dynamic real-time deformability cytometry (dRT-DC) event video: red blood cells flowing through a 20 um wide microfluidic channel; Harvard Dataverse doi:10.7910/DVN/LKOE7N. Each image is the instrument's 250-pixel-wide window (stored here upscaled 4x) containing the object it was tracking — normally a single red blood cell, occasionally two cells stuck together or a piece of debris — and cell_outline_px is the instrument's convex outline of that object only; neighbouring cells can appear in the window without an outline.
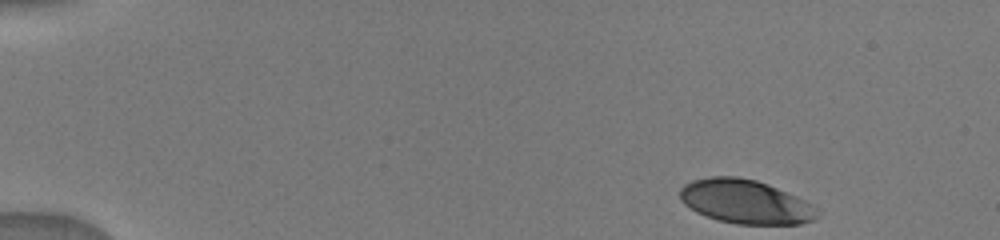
{"species": "human", "species_latin": "Homo sapiens", "temperature_condition": "warm", "stored_images_in_passage": 11, "camera_frame_rate_fps": 3000, "um_per_image_px": 0.085, "donor": {"sex": "male"}, "frame": {"image": 1, "passage_image": 1, "time_ms": 0.0, "image_size_px": [1000, 240], "cell_outline_px": [[820, 216], [816, 220], [800, 224], [736, 224], [720, 220], [696, 212], [684, 204], [680, 200], [680, 188], [684, 184], [692, 180], [712, 176], [736, 176], [756, 180], [768, 184], [816, 204], [820, 212]], "centroid_in_image_um": [63.43, 17.14], "position_along_channel_um": 21.6, "area_um2": 35.6}}
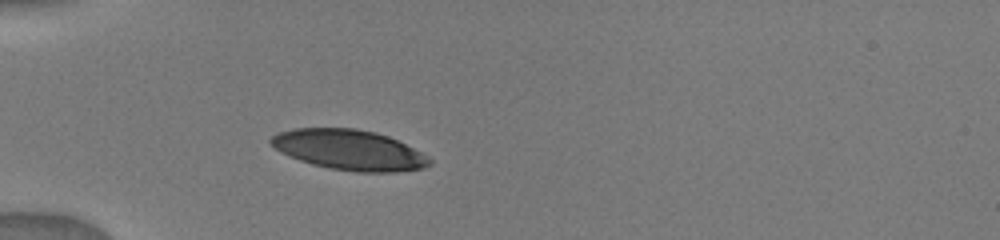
{"frame": {"image": 2, "passage_image": 8, "time_ms": 3.333, "image_size_px": [1000, 240], "cell_outline_px": [[432, 164], [424, 168], [396, 172], [356, 172], [332, 168], [312, 164], [300, 160], [276, 148], [268, 140], [276, 132], [292, 128], [356, 128], [376, 132], [388, 136], [428, 156], [432, 160]], "centroid_in_image_um": [29.7, 12.73], "position_along_channel_um": 55.3, "area_um2": 36.99}}
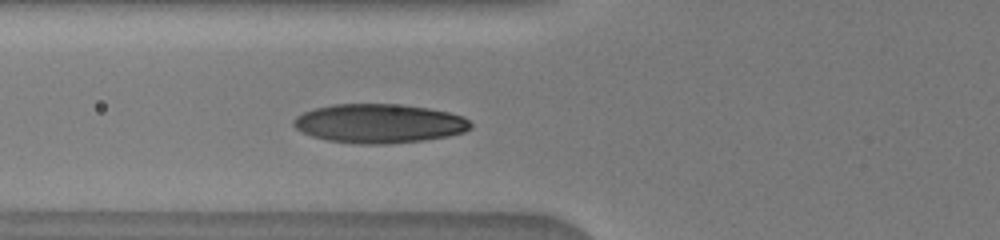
{"frame": {"image": 3, "passage_image": 11, "time_ms": 4.667, "image_size_px": [1000, 240], "cell_outline_px": [[472, 128], [464, 132], [448, 136], [424, 140], [388, 144], [360, 144], [328, 140], [312, 136], [296, 128], [292, 124], [292, 120], [296, 116], [304, 112], [316, 108], [332, 104], [400, 104], [428, 108], [448, 112], [464, 116], [472, 124]], "centroid_in_image_um": [32.25, 10.49], "position_along_channel_um": 93.6, "area_um2": 40.34}}